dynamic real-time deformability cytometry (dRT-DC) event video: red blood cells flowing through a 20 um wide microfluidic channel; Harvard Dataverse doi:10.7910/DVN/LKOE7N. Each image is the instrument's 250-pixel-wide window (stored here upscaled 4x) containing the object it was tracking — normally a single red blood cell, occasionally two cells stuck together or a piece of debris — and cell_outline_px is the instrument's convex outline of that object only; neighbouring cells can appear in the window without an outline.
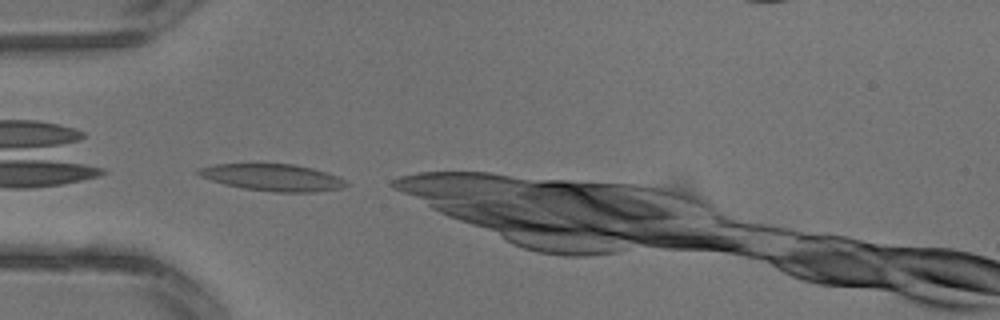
{"species": "common noctule bat (a hibernating species)", "species_latin": "Nyctalus noctula", "temperature_condition": "warm", "stored_images_in_passage": 2, "camera_frame_rate_fps": 3000, "um_per_image_px": 0.085, "animal": {"sex": "male", "body_mass_g": 13.3}, "frame": {"image": 1, "passage_image": 2, "time_ms": 0.333, "image_size_px": [1000, 320], "cell_outline_px": [[348, 184], [340, 188], [312, 192], [276, 192], [244, 188], [224, 184], [200, 176], [196, 172], [196, 168], [216, 164], [296, 164], [328, 172], [344, 180]], "centroid_in_image_um": [23.15, 15.07], "position_along_channel_um": 61.8, "area_um2": 22.95}}